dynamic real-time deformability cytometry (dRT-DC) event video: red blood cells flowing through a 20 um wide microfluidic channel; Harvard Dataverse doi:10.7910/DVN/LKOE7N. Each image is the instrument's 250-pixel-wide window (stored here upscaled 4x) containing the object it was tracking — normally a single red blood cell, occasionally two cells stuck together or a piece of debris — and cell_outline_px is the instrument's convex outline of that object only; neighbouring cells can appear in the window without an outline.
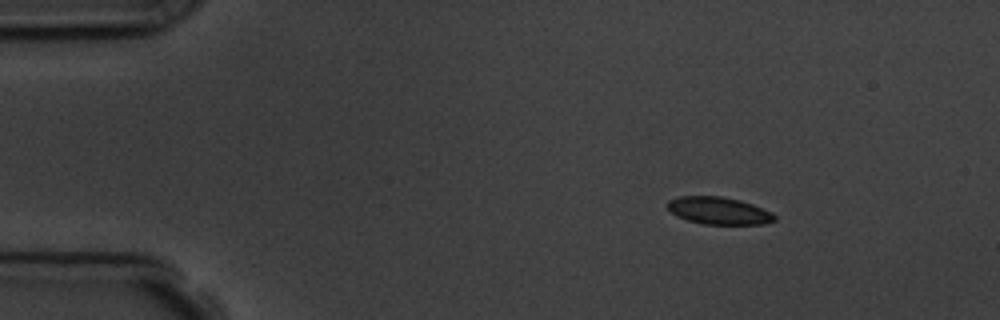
{"species": "common noctule bat (a hibernating species)", "species_latin": "Nyctalus noctula", "temperature_condition": "room temperature", "stored_images_in_passage": 15, "camera_frame_rate_fps": 3000, "um_per_image_px": 0.085, "animal": {"sex": "male", "body_mass_g": 19.5, "forearm_length_mm": 54.6}, "frame": {"image": 1, "passage_image": 3, "time_ms": 2.333, "image_size_px": [1000, 320], "cell_outline_px": [[776, 220], [764, 224], [704, 224], [688, 220], [676, 216], [668, 208], [668, 200], [680, 196], [720, 196], [740, 200], [752, 204], [772, 212], [776, 216]], "centroid_in_image_um": [61.11, 17.91], "position_along_channel_um": 23.9, "area_um2": 16.99}}
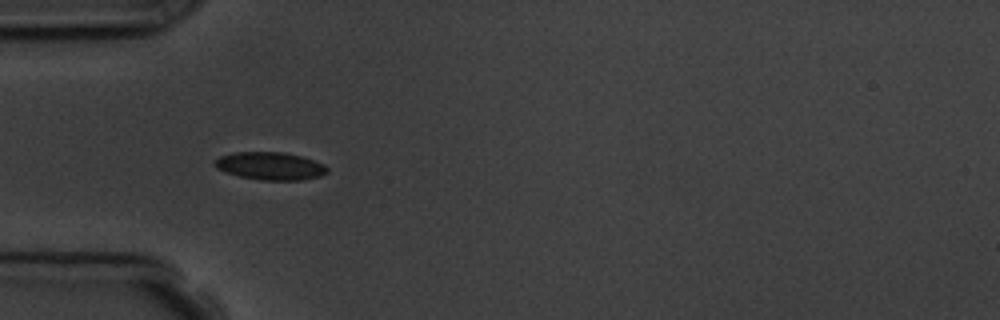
{"frame": {"image": 2, "passage_image": 5, "time_ms": 5.333, "image_size_px": [1000, 320], "cell_outline_px": [[328, 172], [320, 176], [300, 180], [260, 180], [240, 176], [216, 168], [212, 164], [220, 156], [232, 152], [284, 152], [304, 156], [324, 164], [328, 168]], "centroid_in_image_um": [22.99, 14.1], "position_along_channel_um": 62.0, "area_um2": 18.26}, "authors_computed_cell_mechanics": {"area_um2": 17.629, "velocity_mm_per_s": 3.7258, "shape_relaxation_time_tau1_ms": 3.2905, "shape_relaxation_time_tau2_ms": null, "deformation_change_tau1": 0.0799, "deformation_change_tau2": null}}